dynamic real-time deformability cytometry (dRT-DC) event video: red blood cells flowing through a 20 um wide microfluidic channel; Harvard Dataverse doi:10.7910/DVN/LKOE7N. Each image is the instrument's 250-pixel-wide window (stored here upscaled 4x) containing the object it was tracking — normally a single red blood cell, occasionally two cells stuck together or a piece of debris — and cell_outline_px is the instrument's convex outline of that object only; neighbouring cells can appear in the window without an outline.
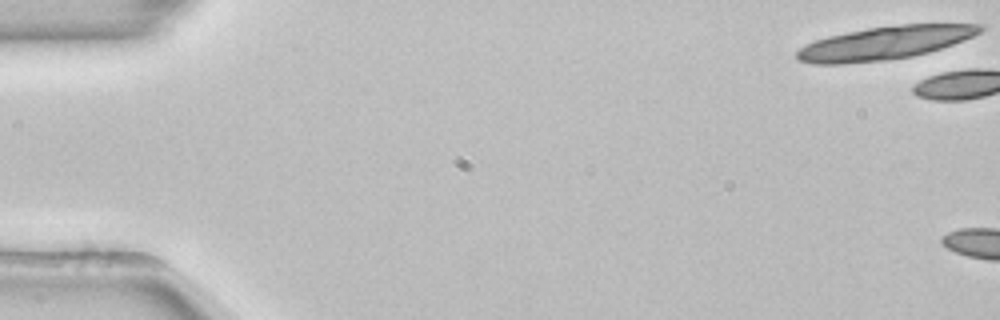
{"species": "common noctule bat (a hibernating species)", "species_latin": "Nyctalus noctula", "temperature_condition": "room temperature", "stored_images_in_passage": 3, "camera_frame_rate_fps": 3000, "um_per_image_px": 0.085, "animal": {"sex": "female", "body_mass_g": 22.7, "forearm_length_mm": 54.2}, "frame": {"image": 1, "passage_image": 1, "time_ms": 0.0, "image_size_px": [1000, 320], "cell_outline_px": [[984, 28], [980, 32], [972, 36], [952, 44], [928, 52], [912, 56], [888, 60], [844, 64], [812, 64], [800, 60], [796, 56], [796, 52], [800, 48], [816, 40], [828, 36], [868, 28], [900, 24], [984, 24]], "centroid_in_image_um": [75.2, 3.65], "position_along_channel_um": 9.8, "area_um2": 35.14}}